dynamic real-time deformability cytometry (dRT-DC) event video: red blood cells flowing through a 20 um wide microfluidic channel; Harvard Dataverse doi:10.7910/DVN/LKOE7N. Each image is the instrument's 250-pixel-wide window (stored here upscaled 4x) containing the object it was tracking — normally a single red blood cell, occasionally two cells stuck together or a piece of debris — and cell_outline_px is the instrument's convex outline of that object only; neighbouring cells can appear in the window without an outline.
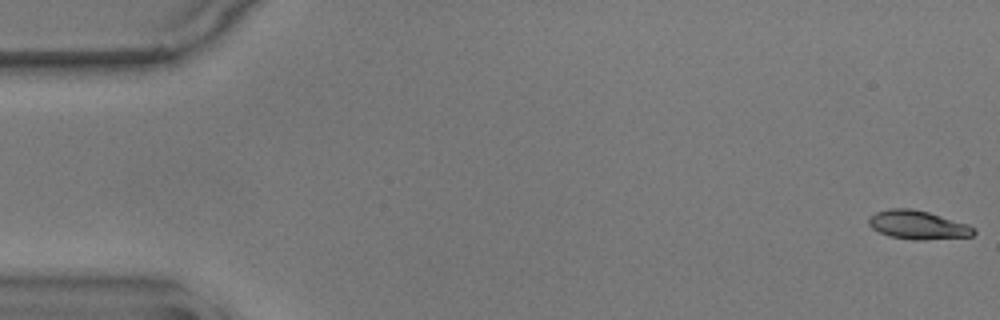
{"species": "common noctule bat (a hibernating species)", "species_latin": "Nyctalus noctula", "temperature_condition": "warm", "stored_images_in_passage": 57, "camera_frame_rate_fps": 3000, "um_per_image_px": 0.085, "animal": {"sex": "male", "body_mass_g": 17.9}, "frame": {"image": 1, "passage_image": 1, "time_ms": 0.0, "image_size_px": [1000, 320], "cell_outline_px": [[976, 232], [972, 236], [924, 240], [912, 240], [888, 236], [872, 228], [868, 224], [868, 216], [876, 212], [888, 208], [912, 208], [928, 212], [968, 224], [976, 228]], "centroid_in_image_um": [78.0, 19.12], "position_along_channel_um": 7.0, "area_um2": 17.74}}
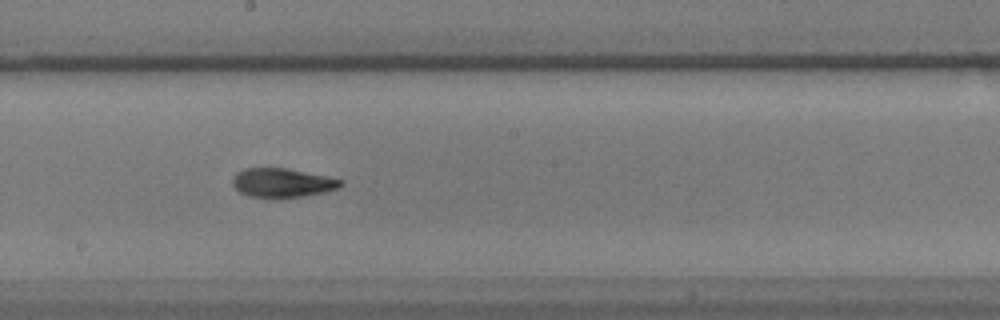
{"frame": {"image": 2, "passage_image": 31, "time_ms": 10.0, "image_size_px": [1000, 320], "cell_outline_px": [[344, 184], [340, 188], [324, 192], [280, 200], [248, 196], [240, 192], [232, 184], [232, 180], [236, 172], [244, 168], [284, 168], [344, 180]], "centroid_in_image_um": [23.98, 15.57], "position_along_channel_um": 224.2, "area_um2": 18.61}}
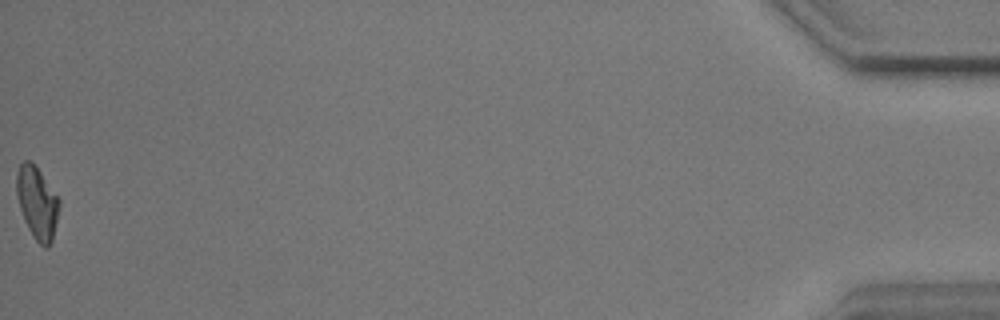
{"frame": {"image": 3, "passage_image": 57, "time_ms": 18.667, "image_size_px": [1000, 320], "cell_outline_px": [[60, 204], [52, 240], [48, 248], [44, 248], [36, 240], [28, 228], [24, 220], [20, 208], [16, 192], [16, 176], [20, 164], [24, 160], [28, 160], [40, 172], [60, 200]], "centroid_in_image_um": [3.15, 17.26], "position_along_channel_um": 432.0, "area_um2": 17.63}, "authors_computed_cell_mechanics": {"area_um2": 18.0914, "velocity_mm_per_s": 3.5628, "shape_relaxation_time_tau1_ms": 5.1612, "shape_relaxation_time_tau2_ms": 3.7192, "deformation_change_tau1": 0.1811, "deformation_change_tau2": 0.1038}}